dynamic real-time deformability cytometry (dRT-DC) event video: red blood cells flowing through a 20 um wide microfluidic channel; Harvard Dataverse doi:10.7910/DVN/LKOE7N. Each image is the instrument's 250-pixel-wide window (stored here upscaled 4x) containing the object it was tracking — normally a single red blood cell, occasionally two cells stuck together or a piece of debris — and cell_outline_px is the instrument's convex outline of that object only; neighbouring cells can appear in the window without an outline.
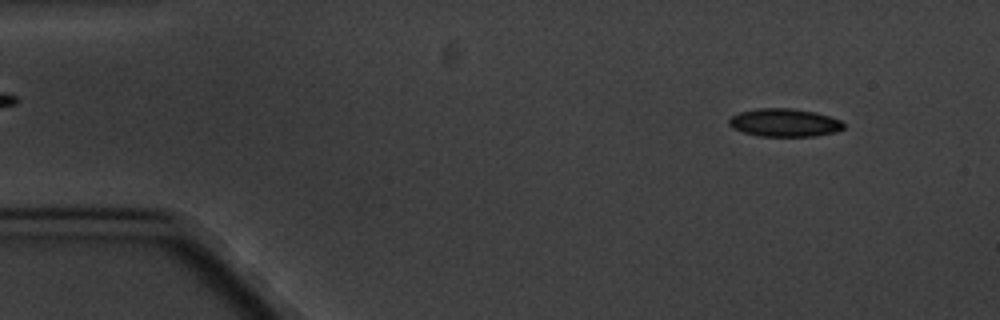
{"species": "common noctule bat (a hibernating species)", "species_latin": "Nyctalus noctula", "temperature_condition": "cold", "stored_images_in_passage": 4, "camera_frame_rate_fps": 3000, "um_per_image_px": 0.085, "animal": {"sex": "male", "body_mass_g": 20.1, "forearm_length_mm": 53.5}, "frame": {"image": 1, "passage_image": 1, "time_ms": 0.0, "image_size_px": [1000, 320], "cell_outline_px": [[844, 128], [836, 132], [816, 136], [760, 136], [744, 132], [732, 128], [728, 124], [728, 120], [732, 116], [740, 112], [756, 108], [792, 108], [816, 112], [840, 120], [844, 124]], "centroid_in_image_um": [66.68, 10.42], "position_along_channel_um": 18.3, "area_um2": 18.79}}
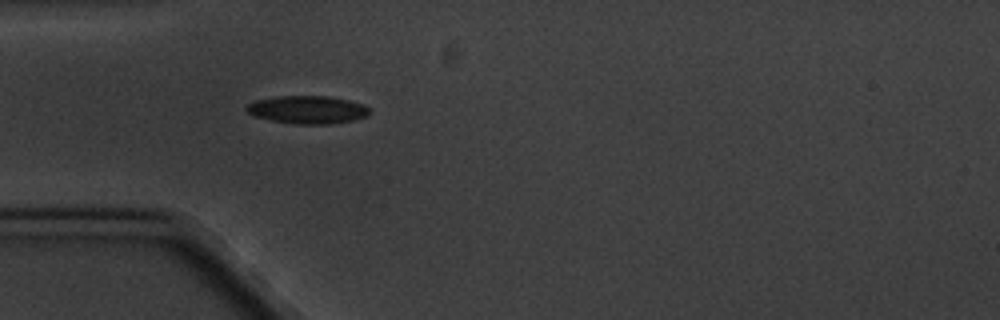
{"frame": {"image": 2, "passage_image": 4, "time_ms": 3.667, "image_size_px": [1000, 320], "cell_outline_px": [[372, 112], [368, 116], [352, 120], [328, 124], [296, 124], [272, 120], [252, 116], [244, 108], [248, 104], [256, 100], [276, 96], [328, 96], [348, 100], [364, 104]], "centroid_in_image_um": [26.14, 9.32], "position_along_channel_um": 58.9, "area_um2": 20.06}}